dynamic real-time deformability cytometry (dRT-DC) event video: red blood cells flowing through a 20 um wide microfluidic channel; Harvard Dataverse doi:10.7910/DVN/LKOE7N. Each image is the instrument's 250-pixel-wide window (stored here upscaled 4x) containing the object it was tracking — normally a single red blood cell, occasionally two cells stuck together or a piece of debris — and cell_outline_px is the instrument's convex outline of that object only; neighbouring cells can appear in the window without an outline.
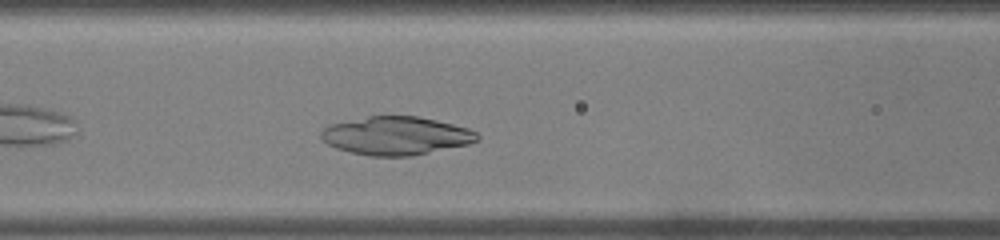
{"species": "common noctule bat (a hibernating species)", "species_latin": "Nyctalus noctula", "temperature_condition": "warm", "stored_images_in_passage": 29, "camera_frame_rate_fps": 3000, "um_per_image_px": 0.085, "animal": {"sex": "male", "body_mass_g": 19.0, "forearm_length_mm": 50.8}, "frame": {"image": 1, "passage_image": 9, "time_ms": 2.667, "image_size_px": [1000, 240], "cell_outline_px": [[480, 140], [468, 144], [412, 156], [368, 156], [336, 148], [328, 144], [320, 136], [320, 132], [328, 124], [368, 116], [416, 116], [436, 120], [468, 128], [476, 132], [480, 136]], "centroid_in_image_um": [33.66, 11.54], "position_along_channel_um": 132.9, "area_um2": 34.85}}
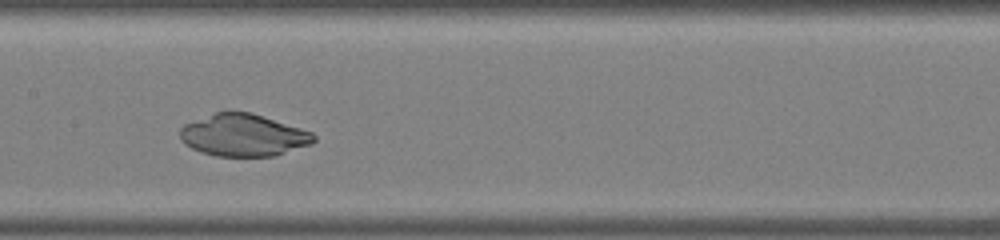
{"frame": {"image": 2, "passage_image": 13, "time_ms": 4.0, "image_size_px": [1000, 240], "cell_outline_px": [[316, 140], [312, 144], [276, 156], [216, 156], [200, 152], [184, 144], [180, 140], [180, 128], [184, 124], [216, 112], [248, 112], [300, 128], [312, 132], [316, 136]], "centroid_in_image_um": [20.68, 11.51], "position_along_channel_um": 186.7, "area_um2": 32.71}}